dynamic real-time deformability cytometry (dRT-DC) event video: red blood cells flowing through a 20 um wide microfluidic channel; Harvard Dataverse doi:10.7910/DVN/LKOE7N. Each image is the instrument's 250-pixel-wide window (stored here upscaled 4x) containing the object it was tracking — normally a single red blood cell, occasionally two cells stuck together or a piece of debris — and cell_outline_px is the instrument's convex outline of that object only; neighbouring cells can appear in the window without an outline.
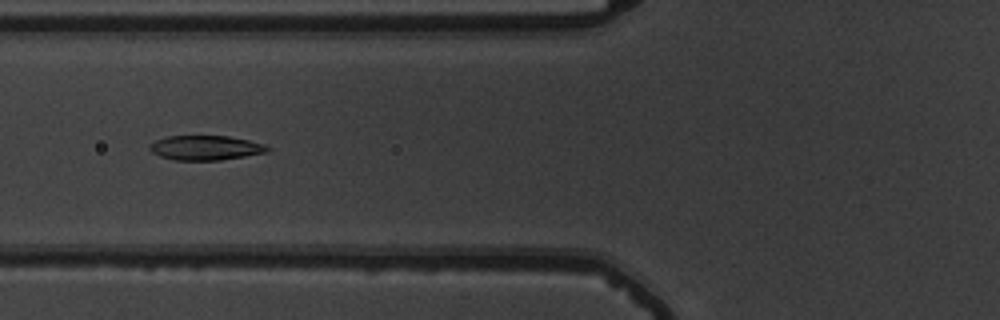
{"species": "common noctule bat (a hibernating species)", "species_latin": "Nyctalus noctula", "temperature_condition": "warm", "stored_images_in_passage": 54, "camera_frame_rate_fps": 3000, "um_per_image_px": 0.085, "animal": {"sex": "male", "body_mass_g": 19.5, "forearm_length_mm": 54.6}, "frame": {"image": 1, "passage_image": 22, "time_ms": 7.0, "image_size_px": [1000, 320], "cell_outline_px": [[272, 148], [268, 152], [220, 160], [172, 160], [160, 156], [152, 152], [148, 148], [148, 144], [156, 140], [168, 136], [228, 136], [248, 140], [264, 144]], "centroid_in_image_um": [17.46, 12.56], "position_along_channel_um": 108.3, "area_um2": 16.94}}
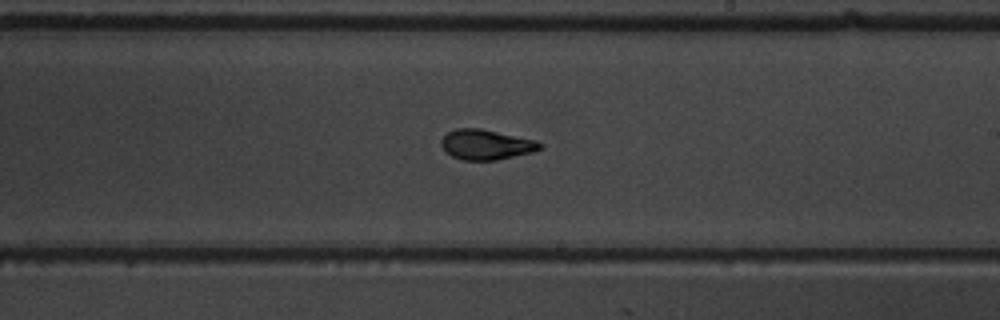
{"frame": {"image": 2, "passage_image": 33, "time_ms": 10.667, "image_size_px": [1000, 320], "cell_outline_px": [[544, 148], [532, 152], [496, 160], [464, 160], [452, 156], [444, 152], [440, 144], [440, 140], [448, 132], [456, 128], [480, 128], [536, 140], [544, 144]], "centroid_in_image_um": [41.32, 12.29], "position_along_channel_um": 247.7, "area_um2": 17.46}}
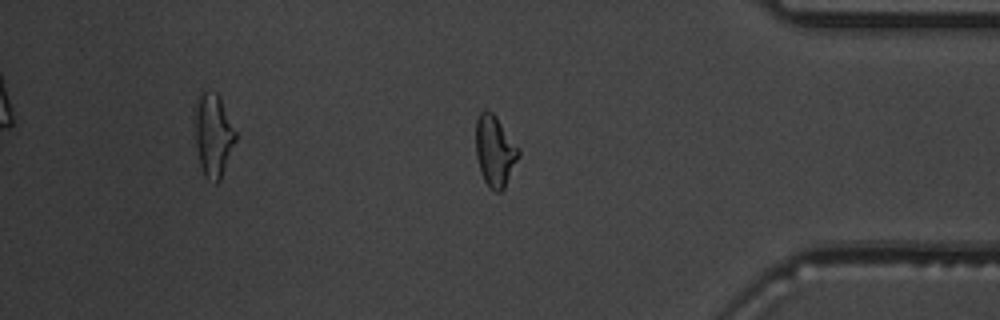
{"frame": {"image": 3, "passage_image": 46, "time_ms": 15.0, "image_size_px": [1000, 320], "cell_outline_px": [[520, 156], [504, 188], [500, 192], [496, 192], [484, 180], [480, 172], [476, 156], [476, 120], [480, 112], [484, 108], [488, 108], [496, 116], [520, 148]], "centroid_in_image_um": [42.07, 12.79], "position_along_channel_um": 393.1, "area_um2": 17.86}}